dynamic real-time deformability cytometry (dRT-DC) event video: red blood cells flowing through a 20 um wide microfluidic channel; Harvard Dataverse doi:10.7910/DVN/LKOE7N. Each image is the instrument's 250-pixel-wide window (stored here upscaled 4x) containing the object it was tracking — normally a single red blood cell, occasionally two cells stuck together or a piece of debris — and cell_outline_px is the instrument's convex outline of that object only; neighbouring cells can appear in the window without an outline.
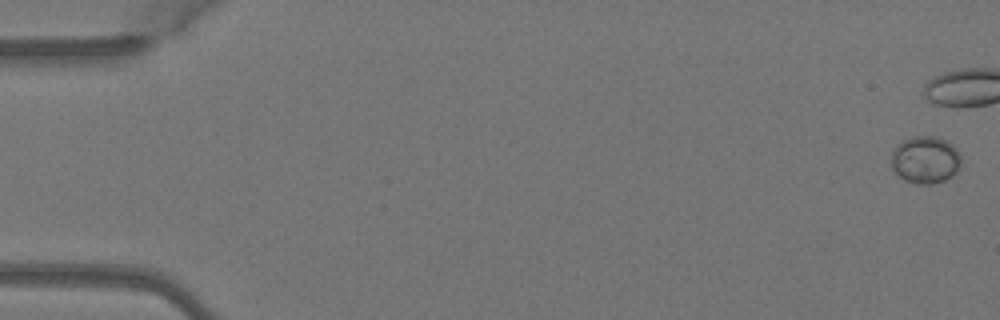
{"species": "Egyptian fruit bat (a non-hibernating species)", "species_latin": "Rousettus aegyptiacus", "temperature_condition": "warm", "stored_images_in_passage": 6, "camera_frame_rate_fps": 3000, "um_per_image_px": 0.085, "animal": {"sex": "female"}, "frame": {"image": 1, "passage_image": 1, "time_ms": 0.0, "image_size_px": [1000, 320], "cell_outline_px": [[960, 168], [956, 172], [944, 180], [932, 184], [916, 184], [904, 180], [892, 168], [892, 152], [896, 144], [912, 136], [936, 136], [952, 144], [956, 148], [960, 156]], "centroid_in_image_um": [78.65, 13.58], "position_along_channel_um": 6.4, "area_um2": 19.25}}